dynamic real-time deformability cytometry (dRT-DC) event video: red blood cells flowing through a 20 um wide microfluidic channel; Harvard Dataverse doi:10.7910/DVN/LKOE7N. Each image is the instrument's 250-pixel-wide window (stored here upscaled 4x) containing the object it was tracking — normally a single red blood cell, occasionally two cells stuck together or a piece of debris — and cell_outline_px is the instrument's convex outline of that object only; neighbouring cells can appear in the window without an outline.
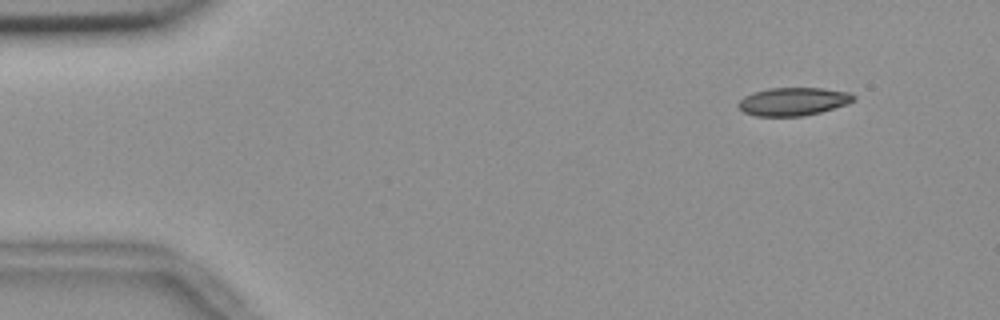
{"species": "common noctule bat (a hibernating species)", "species_latin": "Nyctalus noctula", "temperature_condition": "room temperature", "stored_images_in_passage": 8, "camera_frame_rate_fps": 3000, "um_per_image_px": 0.085, "animal": {"sex": "female", "body_mass_g": 18.4}, "frame": {"image": 1, "passage_image": 2, "time_ms": 0.333, "image_size_px": [1000, 320], "cell_outline_px": [[856, 100], [848, 104], [820, 112], [804, 116], [756, 116], [744, 112], [736, 104], [744, 96], [752, 92], [768, 88], [824, 88], [852, 92], [856, 96]], "centroid_in_image_um": [67.46, 8.62], "position_along_channel_um": 17.5, "area_um2": 19.13}}
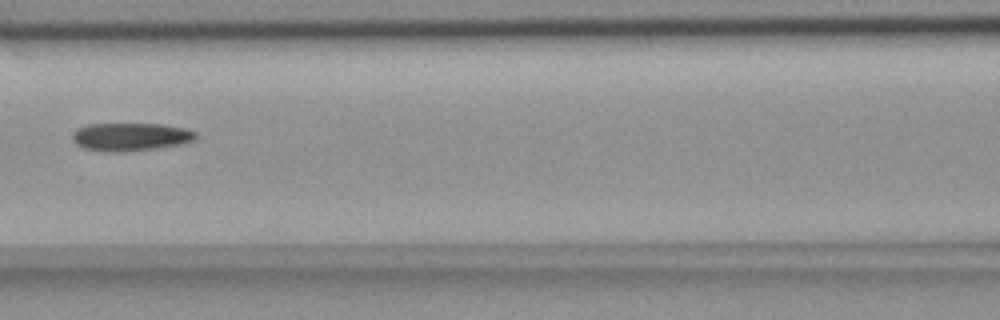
{"frame": {"image": 2, "passage_image": 7, "time_ms": 2.0, "image_size_px": [1000, 320], "cell_outline_px": [[196, 136], [192, 140], [180, 144], [152, 148], [120, 152], [108, 152], [84, 148], [76, 144], [72, 140], [72, 132], [76, 128], [88, 124], [160, 124], [184, 128], [196, 132]], "centroid_in_image_um": [11.02, 11.62], "position_along_channel_um": 155.6, "area_um2": 19.94}}
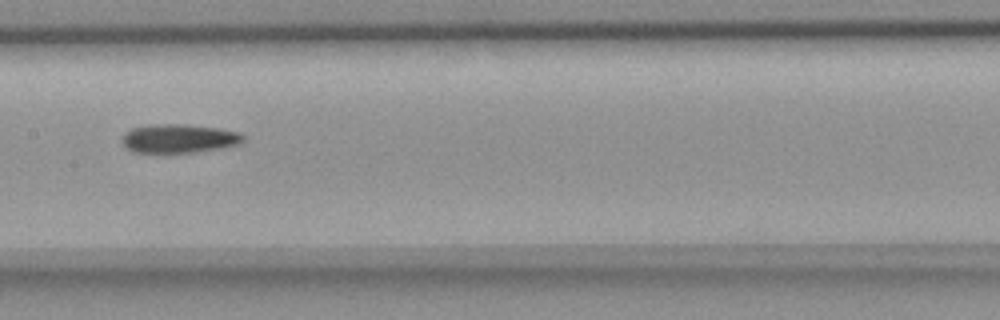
{"frame": {"image": 3, "passage_image": 8, "time_ms": 2.333, "image_size_px": [1000, 320], "cell_outline_px": [[244, 140], [240, 144], [220, 148], [196, 152], [132, 152], [120, 140], [124, 132], [132, 128], [148, 124], [188, 124], [220, 128], [240, 132], [244, 136]], "centroid_in_image_um": [15.21, 11.75], "position_along_channel_um": 192.2, "area_um2": 20.52}}